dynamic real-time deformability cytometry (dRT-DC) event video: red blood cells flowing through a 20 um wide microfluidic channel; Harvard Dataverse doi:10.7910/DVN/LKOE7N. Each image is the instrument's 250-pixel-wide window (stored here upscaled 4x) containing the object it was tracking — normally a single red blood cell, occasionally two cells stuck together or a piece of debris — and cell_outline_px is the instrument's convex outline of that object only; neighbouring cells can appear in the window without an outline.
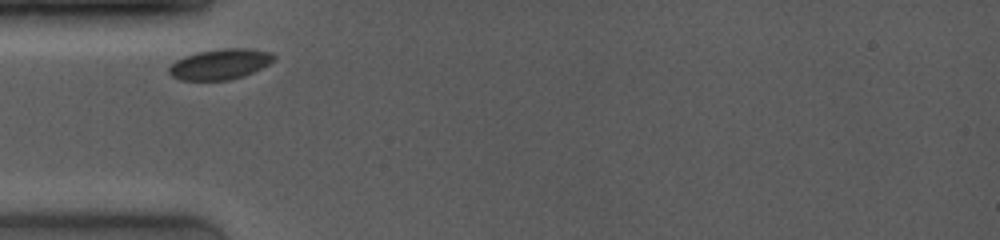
{"species": "common noctule bat (a hibernating species)", "species_latin": "Nyctalus noctula", "temperature_condition": "room temperature", "stored_images_in_passage": 7, "camera_frame_rate_fps": 4000, "um_per_image_px": 0.085, "animal": {"sex": "female", "body_mass_g": 19.0, "forearm_length_mm": 53.3}, "frame": {"image": 1, "passage_image": 1, "time_ms": 0.0, "image_size_px": [1000, 240], "cell_outline_px": [[276, 60], [244, 76], [228, 80], [180, 80], [172, 76], [168, 72], [168, 68], [176, 60], [184, 56], [196, 52], [224, 48], [248, 48], [272, 52], [276, 56]], "centroid_in_image_um": [18.72, 5.44], "position_along_channel_um": 66.3, "area_um2": 18.73}}
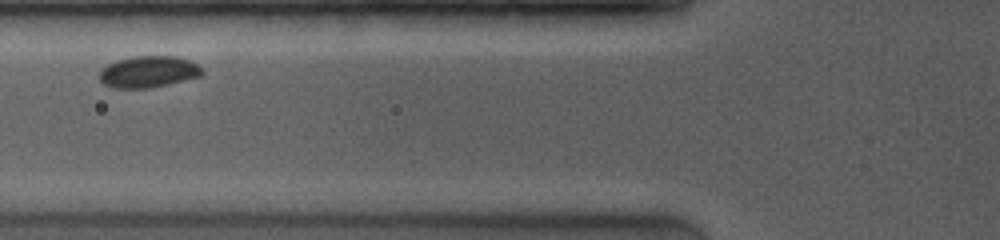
{"frame": {"image": 2, "passage_image": 3, "time_ms": 1.25, "image_size_px": [1000, 240], "cell_outline_px": [[204, 72], [200, 76], [152, 88], [112, 88], [104, 84], [100, 80], [100, 72], [108, 64], [116, 60], [132, 56], [176, 56], [188, 60], [196, 64]], "centroid_in_image_um": [12.6, 6.1], "position_along_channel_um": 113.2, "area_um2": 18.79}}